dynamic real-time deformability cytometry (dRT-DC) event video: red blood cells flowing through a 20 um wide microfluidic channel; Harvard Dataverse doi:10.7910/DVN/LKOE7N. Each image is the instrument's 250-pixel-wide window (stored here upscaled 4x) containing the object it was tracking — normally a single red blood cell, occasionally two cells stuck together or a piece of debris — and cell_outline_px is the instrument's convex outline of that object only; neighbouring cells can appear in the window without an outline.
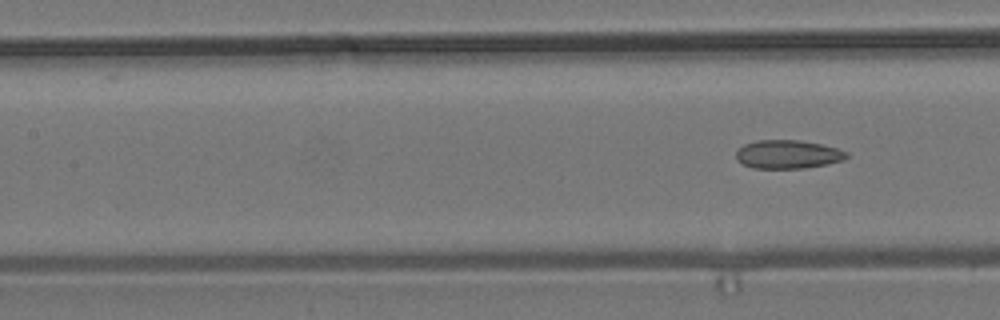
{"species": "common noctule bat (a hibernating species)", "species_latin": "Nyctalus noctula", "temperature_condition": "room temperature", "stored_images_in_passage": 8, "segment_of_instrument_passage": [2, 2], "camera_frame_rate_fps": 3000, "um_per_image_px": 0.085, "animal": {"sex": "male", "body_mass_g": 19.2, "forearm_length_mm": 51.8}, "frame": {"image": 1, "passage_image": 8, "time_ms": 9.0, "image_size_px": [1000, 320], "cell_outline_px": [[848, 156], [844, 160], [828, 164], [804, 168], [752, 168], [736, 160], [736, 152], [744, 144], [756, 140], [800, 140], [820, 144], [836, 148], [848, 152]], "centroid_in_image_um": [66.97, 13.12], "position_along_channel_um": 140.4, "area_um2": 18.38}}